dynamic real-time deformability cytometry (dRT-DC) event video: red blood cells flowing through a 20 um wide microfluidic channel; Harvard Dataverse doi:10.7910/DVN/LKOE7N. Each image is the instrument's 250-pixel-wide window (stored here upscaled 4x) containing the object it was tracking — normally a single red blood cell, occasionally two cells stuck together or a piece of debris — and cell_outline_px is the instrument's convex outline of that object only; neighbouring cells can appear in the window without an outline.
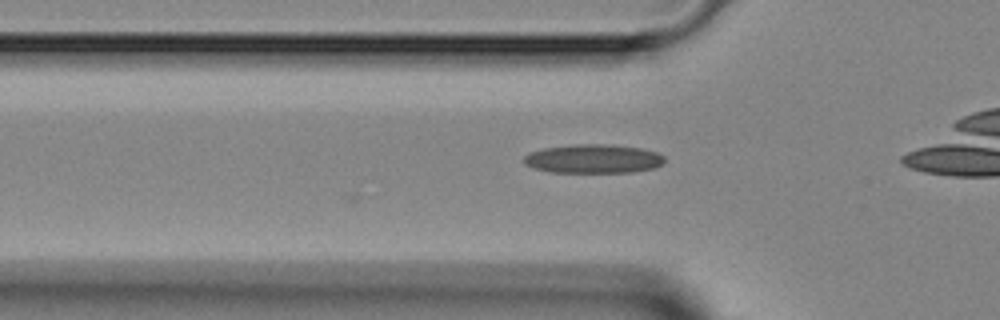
{"species": "Egyptian fruit bat (a non-hibernating species)", "species_latin": "Rousettus aegyptiacus", "temperature_condition": "room temperature", "stored_images_in_passage": 5, "camera_frame_rate_fps": 3000, "um_per_image_px": 0.085, "animal": {"sex": "female"}, "frame": {"image": 1, "passage_image": 4, "time_ms": 3.333, "image_size_px": [1000, 320], "cell_outline_px": [[664, 160], [660, 164], [652, 168], [632, 172], [552, 172], [532, 168], [524, 164], [524, 156], [528, 152], [544, 148], [572, 144], [612, 144], [640, 148], [656, 152], [664, 156]], "centroid_in_image_um": [50.38, 13.49], "position_along_channel_um": 75.4, "area_um2": 23.7}}